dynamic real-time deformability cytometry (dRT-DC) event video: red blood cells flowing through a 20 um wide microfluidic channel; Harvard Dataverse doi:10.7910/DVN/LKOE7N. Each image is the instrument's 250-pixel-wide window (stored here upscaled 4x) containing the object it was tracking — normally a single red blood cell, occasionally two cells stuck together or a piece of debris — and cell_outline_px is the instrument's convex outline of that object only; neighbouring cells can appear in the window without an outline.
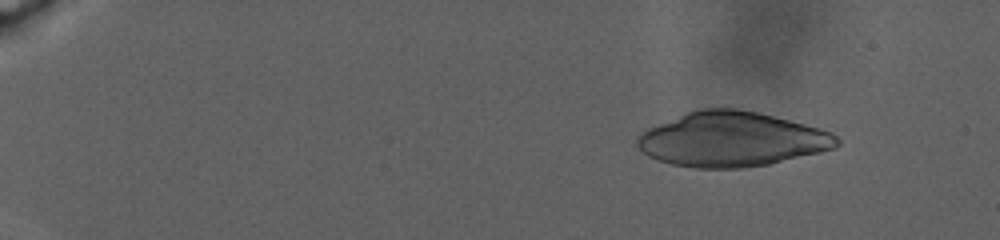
{"species": "human", "species_latin": "Homo sapiens", "temperature_condition": "warm", "stored_images_in_passage": 56, "camera_frame_rate_fps": 3000, "um_per_image_px": 0.085, "donor": {"sex": "male"}, "frame": {"image": 1, "passage_image": 15, "time_ms": 4.333, "image_size_px": [1000, 240], "cell_outline_px": [[840, 144], [836, 148], [820, 152], [768, 164], [744, 168], [692, 168], [672, 164], [656, 160], [648, 156], [636, 144], [636, 136], [640, 132], [648, 128], [688, 112], [700, 108], [736, 108], [756, 112], [820, 128], [832, 132], [840, 140]], "centroid_in_image_um": [62.19, 11.85], "position_along_channel_um": 22.8, "area_um2": 63.46}}